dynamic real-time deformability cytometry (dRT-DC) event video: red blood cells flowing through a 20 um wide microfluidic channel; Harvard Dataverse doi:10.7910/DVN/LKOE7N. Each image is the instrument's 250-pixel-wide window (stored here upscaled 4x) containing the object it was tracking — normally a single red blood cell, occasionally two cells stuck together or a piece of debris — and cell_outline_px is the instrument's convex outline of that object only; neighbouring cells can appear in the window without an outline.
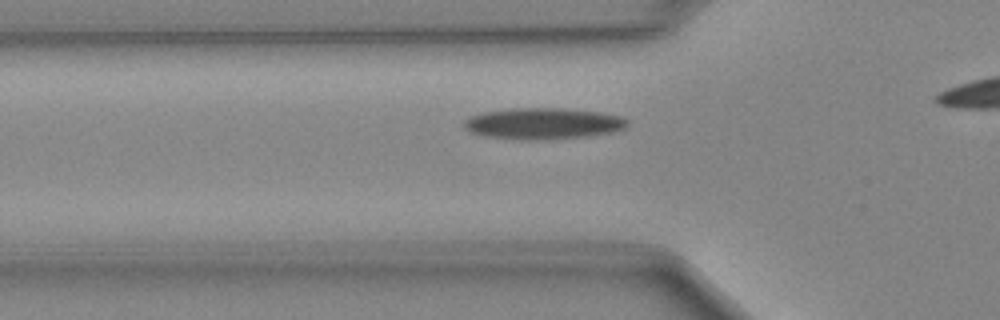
{"species": "Egyptian fruit bat (a non-hibernating species)", "species_latin": "Rousettus aegyptiacus", "temperature_condition": "cold", "stored_images_in_passage": 35, "camera_frame_rate_fps": 3000, "um_per_image_px": 0.085, "animal": {"sex": "female"}, "frame": {"image": 1, "passage_image": 11, "time_ms": 3.333, "image_size_px": [1000, 320], "cell_outline_px": [[628, 124], [624, 128], [612, 132], [584, 136], [528, 140], [484, 136], [468, 132], [464, 128], [464, 120], [468, 116], [484, 112], [508, 108], [564, 108], [600, 112], [624, 116], [628, 120]], "centroid_in_image_um": [46.13, 10.48], "position_along_channel_um": 79.7, "area_um2": 29.82}}
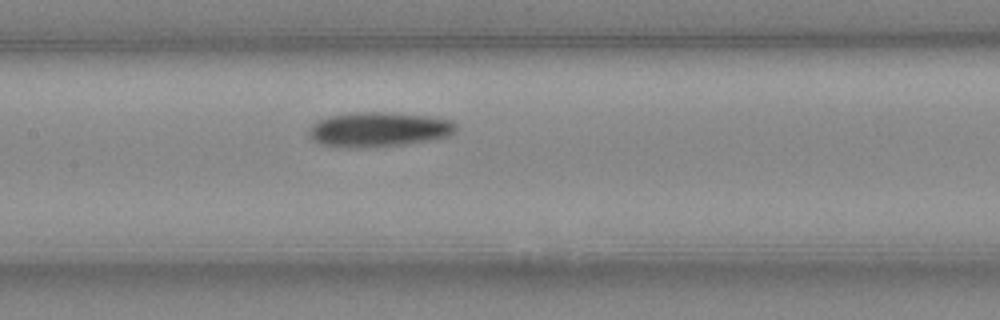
{"frame": {"image": 2, "passage_image": 18, "time_ms": 5.667, "image_size_px": [1000, 320], "cell_outline_px": [[456, 132], [448, 136], [428, 140], [404, 144], [360, 148], [348, 148], [320, 144], [312, 140], [308, 136], [308, 128], [312, 124], [328, 116], [352, 112], [392, 112], [428, 116], [452, 120], [456, 124]], "centroid_in_image_um": [32.15, 11.0], "position_along_channel_um": 175.2, "area_um2": 30.0}}
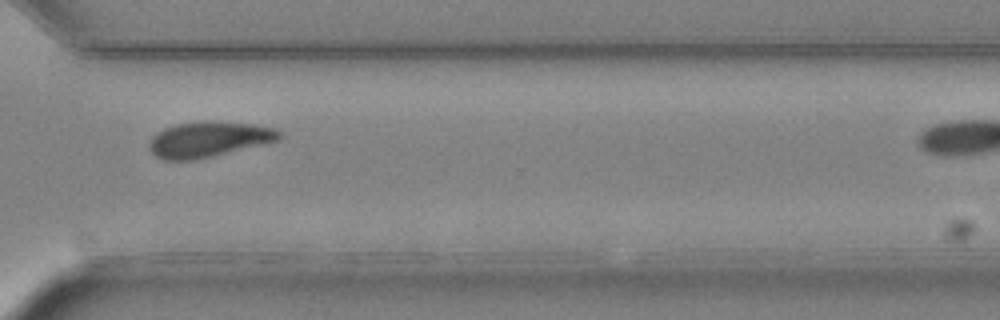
{"frame": {"image": 3, "passage_image": 31, "time_ms": 10.0, "image_size_px": [1000, 320], "cell_outline_px": [[280, 140], [192, 160], [164, 160], [156, 156], [148, 148], [148, 144], [152, 136], [156, 132], [164, 128], [176, 124], [200, 120], [212, 120], [252, 124], [276, 128], [280, 132]], "centroid_in_image_um": [17.69, 11.82], "position_along_channel_um": 352.9, "area_um2": 26.88}}